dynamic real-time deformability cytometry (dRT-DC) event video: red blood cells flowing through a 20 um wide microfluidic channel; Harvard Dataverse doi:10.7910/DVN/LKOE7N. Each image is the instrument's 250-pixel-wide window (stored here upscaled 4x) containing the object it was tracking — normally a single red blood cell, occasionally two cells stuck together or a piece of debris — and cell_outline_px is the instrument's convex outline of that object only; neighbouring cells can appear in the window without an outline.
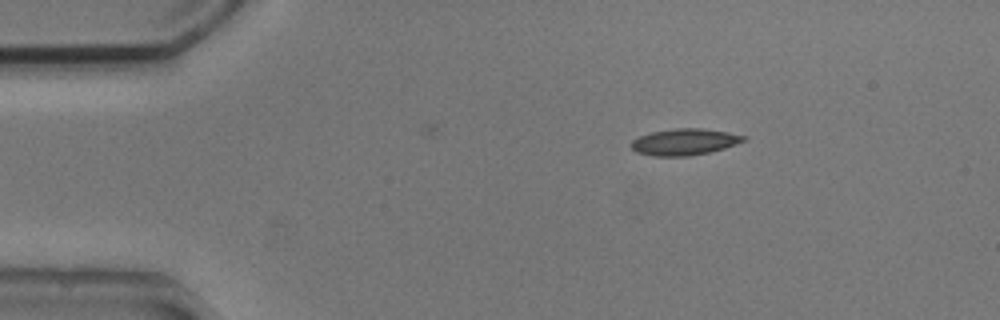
{"species": "common noctule bat (a hibernating species)", "species_latin": "Nyctalus noctula", "temperature_condition": "cold", "stored_images_in_passage": 3, "camera_frame_rate_fps": 3000, "um_per_image_px": 0.085, "animal": {"sex": "male", "body_mass_g": 20.5, "forearm_length_mm": 52.5}, "frame": {"image": 1, "passage_image": 1, "time_ms": 0.0, "image_size_px": [1000, 320], "cell_outline_px": [[748, 136], [744, 140], [736, 144], [724, 148], [708, 152], [688, 156], [652, 156], [636, 152], [628, 144], [632, 140], [640, 136], [652, 132], [676, 128], [700, 128], [728, 132]], "centroid_in_image_um": [58.15, 12.06], "position_along_channel_um": 26.9, "area_um2": 17.28}}